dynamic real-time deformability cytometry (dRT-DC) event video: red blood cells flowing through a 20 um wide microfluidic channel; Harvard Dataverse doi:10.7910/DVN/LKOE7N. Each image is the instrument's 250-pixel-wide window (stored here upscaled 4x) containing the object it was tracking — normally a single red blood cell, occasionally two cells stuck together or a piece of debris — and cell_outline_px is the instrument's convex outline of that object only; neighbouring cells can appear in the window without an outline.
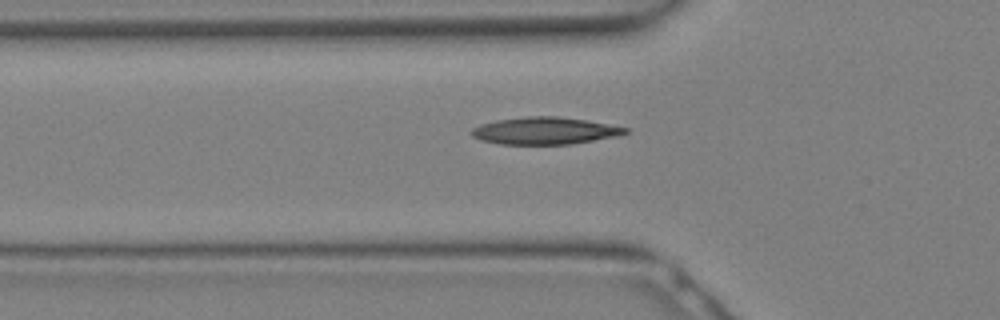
{"species": "Egyptian fruit bat (a non-hibernating species)", "species_latin": "Rousettus aegyptiacus", "temperature_condition": "warm", "stored_images_in_passage": 21, "camera_frame_rate_fps": 3000, "um_per_image_px": 0.085, "animal": {"sex": "female"}, "frame": {"image": 1, "passage_image": 5, "time_ms": 1.333, "image_size_px": [1000, 320], "cell_outline_px": [[628, 132], [620, 136], [572, 144], [500, 144], [480, 140], [472, 136], [468, 132], [472, 128], [480, 124], [496, 120], [528, 116], [556, 116], [584, 120], [608, 124], [628, 128]], "centroid_in_image_um": [46.28, 11.12], "position_along_channel_um": 79.5, "area_um2": 24.45}}
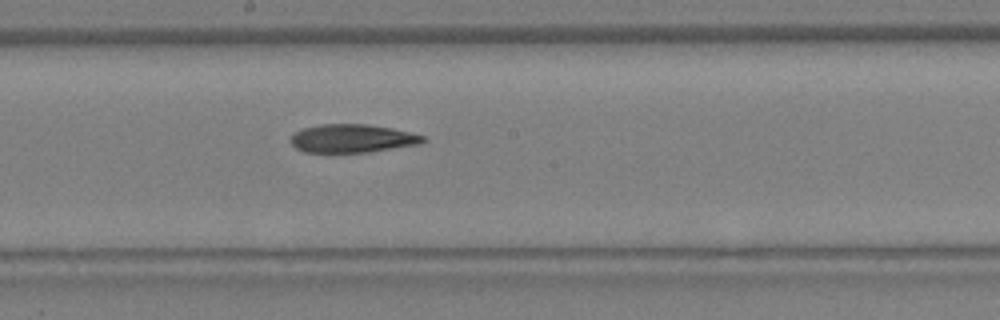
{"frame": {"image": 2, "passage_image": 11, "time_ms": 3.333, "image_size_px": [1000, 320], "cell_outline_px": [[428, 140], [424, 144], [368, 152], [304, 152], [296, 148], [288, 140], [296, 132], [304, 128], [320, 124], [364, 124], [392, 128], [424, 136]], "centroid_in_image_um": [29.98, 11.77], "position_along_channel_um": 218.2, "area_um2": 21.91}}
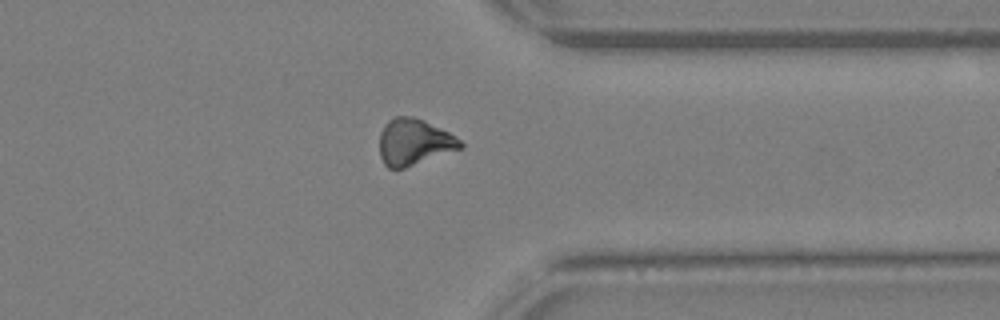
{"frame": {"image": 3, "passage_image": 18, "time_ms": 5.667, "image_size_px": [1000, 320], "cell_outline_px": [[464, 148], [404, 168], [388, 168], [384, 164], [380, 156], [380, 132], [388, 120], [396, 116], [412, 116], [424, 120], [456, 136], [464, 144]], "centroid_in_image_um": [35.21, 12.07], "position_along_channel_um": 376.2, "area_um2": 21.91}}